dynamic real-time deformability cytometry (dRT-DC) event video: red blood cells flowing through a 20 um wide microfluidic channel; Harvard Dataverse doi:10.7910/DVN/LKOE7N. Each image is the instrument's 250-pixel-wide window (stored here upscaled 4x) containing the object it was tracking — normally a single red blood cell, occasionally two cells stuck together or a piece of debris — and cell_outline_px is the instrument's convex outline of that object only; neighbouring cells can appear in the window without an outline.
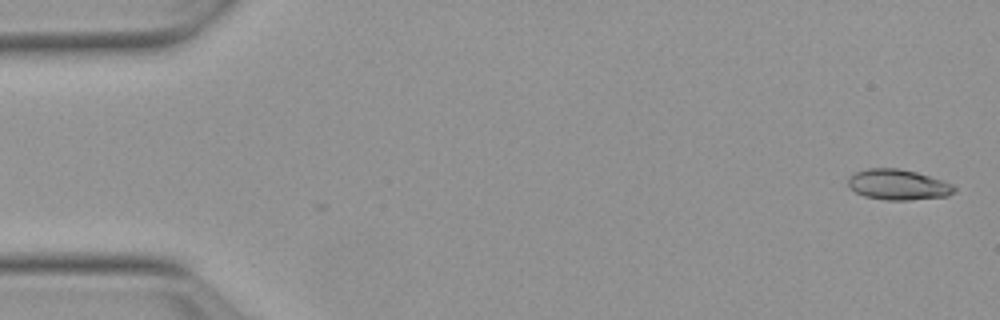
{"species": "Egyptian fruit bat (a non-hibernating species)", "species_latin": "Rousettus aegyptiacus", "temperature_condition": "warm", "stored_images_in_passage": 3, "camera_frame_rate_fps": 3000, "um_per_image_px": 0.085, "animal": {"sex": "female"}, "frame": {"image": 1, "passage_image": 3, "time_ms": 0.667, "image_size_px": [1000, 320], "cell_outline_px": [[956, 192], [948, 196], [908, 200], [884, 200], [864, 196], [856, 192], [848, 184], [848, 176], [856, 172], [868, 168], [900, 168], [916, 172], [952, 184], [956, 188]], "centroid_in_image_um": [76.33, 15.7], "position_along_channel_um": 8.7, "area_um2": 18.84}}